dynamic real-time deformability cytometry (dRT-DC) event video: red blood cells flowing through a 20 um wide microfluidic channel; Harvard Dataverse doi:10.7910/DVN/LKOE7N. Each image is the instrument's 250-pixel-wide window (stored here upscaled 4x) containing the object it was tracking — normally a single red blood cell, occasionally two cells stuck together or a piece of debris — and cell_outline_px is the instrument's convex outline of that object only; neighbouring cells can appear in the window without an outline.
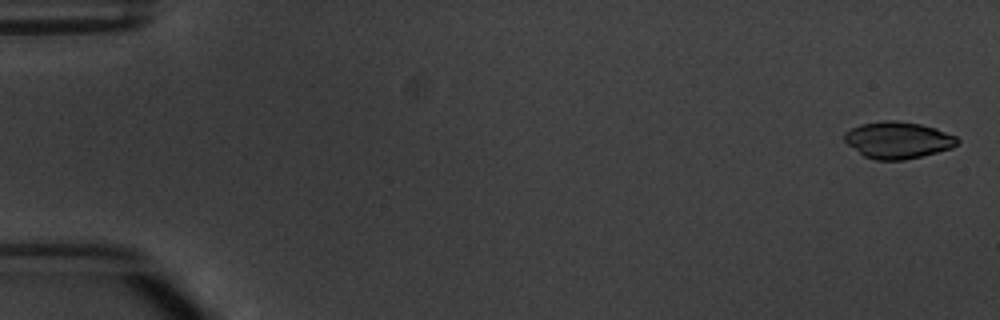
{"species": "common noctule bat (a hibernating species)", "species_latin": "Nyctalus noctula", "temperature_condition": "warm", "stored_images_in_passage": 5, "camera_frame_rate_fps": 3000, "um_per_image_px": 0.085, "animal": {"sex": "male", "body_mass_g": 20.1, "forearm_length_mm": 53.5}, "frame": {"image": 1, "passage_image": 1, "time_ms": 0.0, "image_size_px": [1000, 320], "cell_outline_px": [[960, 140], [952, 148], [904, 160], [876, 160], [864, 156], [848, 144], [844, 140], [844, 132], [860, 124], [884, 120], [896, 120], [920, 124], [936, 128], [956, 136]], "centroid_in_image_um": [76.31, 11.9], "position_along_channel_um": 8.7, "area_um2": 24.1}}
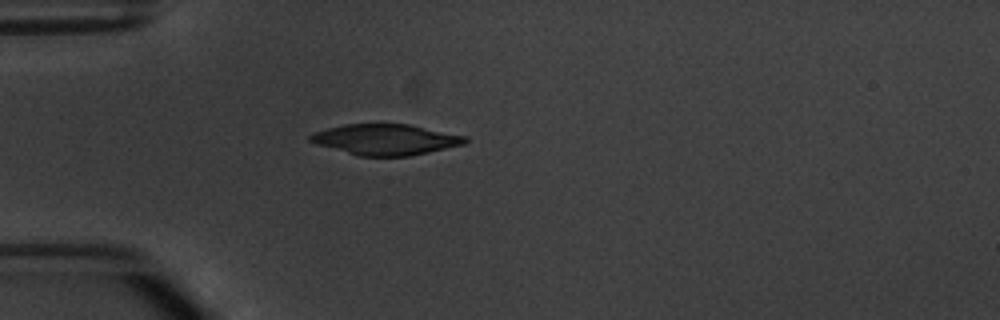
{"frame": {"image": 2, "passage_image": 5, "time_ms": 4.667, "image_size_px": [1000, 320], "cell_outline_px": [[468, 140], [464, 144], [428, 152], [408, 156], [356, 156], [308, 140], [308, 136], [312, 132], [344, 124], [408, 124], [468, 136]], "centroid_in_image_um": [32.78, 11.85], "position_along_channel_um": 52.2, "area_um2": 27.63}}